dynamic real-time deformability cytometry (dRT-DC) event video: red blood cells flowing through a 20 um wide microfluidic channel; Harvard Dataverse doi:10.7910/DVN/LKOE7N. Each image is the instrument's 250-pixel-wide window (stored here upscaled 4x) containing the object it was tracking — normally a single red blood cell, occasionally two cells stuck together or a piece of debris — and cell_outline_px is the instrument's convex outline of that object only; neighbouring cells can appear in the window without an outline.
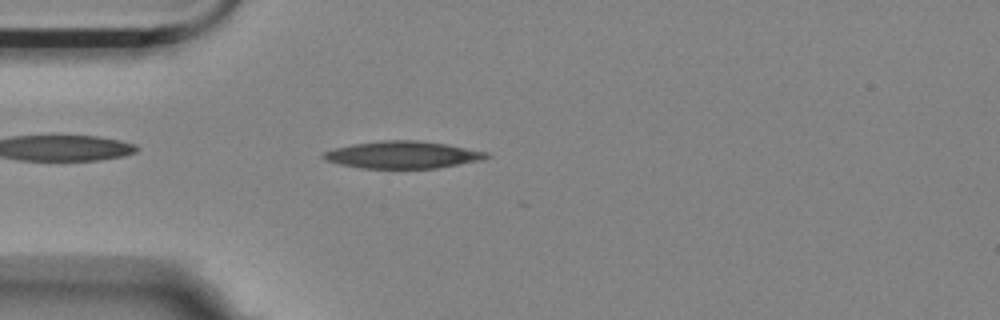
{"species": "Egyptian fruit bat (a non-hibernating species)", "species_latin": "Rousettus aegyptiacus", "temperature_condition": "room temperature", "stored_images_in_passage": 21, "camera_frame_rate_fps": 3000, "um_per_image_px": 0.085, "animal": {"sex": "female"}, "frame": {"image": 1, "passage_image": 12, "time_ms": 3.667, "image_size_px": [1000, 320], "cell_outline_px": [[492, 156], [480, 160], [436, 168], [360, 168], [340, 164], [324, 160], [320, 156], [324, 152], [336, 148], [352, 144], [380, 140], [416, 140], [448, 144], [488, 152]], "centroid_in_image_um": [34.22, 13.15], "position_along_channel_um": 50.8, "area_um2": 25.84}}
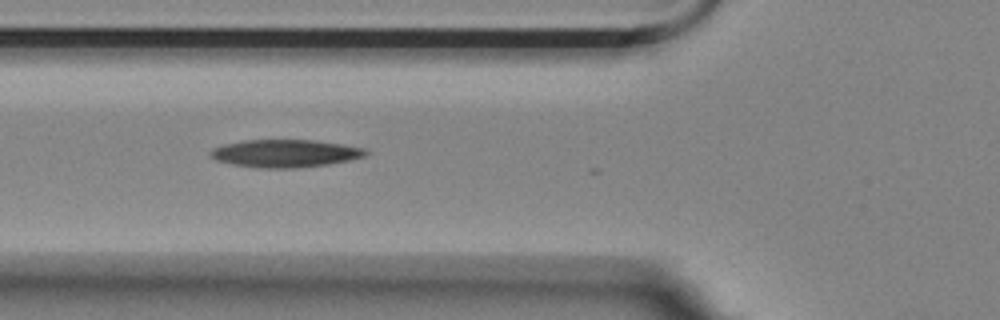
{"frame": {"image": 2, "passage_image": 17, "time_ms": 5.333, "image_size_px": [1000, 320], "cell_outline_px": [[368, 152], [364, 156], [348, 160], [328, 164], [296, 168], [260, 168], [232, 164], [216, 160], [208, 156], [208, 152], [212, 148], [224, 144], [244, 140], [312, 140], [340, 144], [364, 148]], "centroid_in_image_um": [24.16, 13.04], "position_along_channel_um": 101.6, "area_um2": 24.97}}
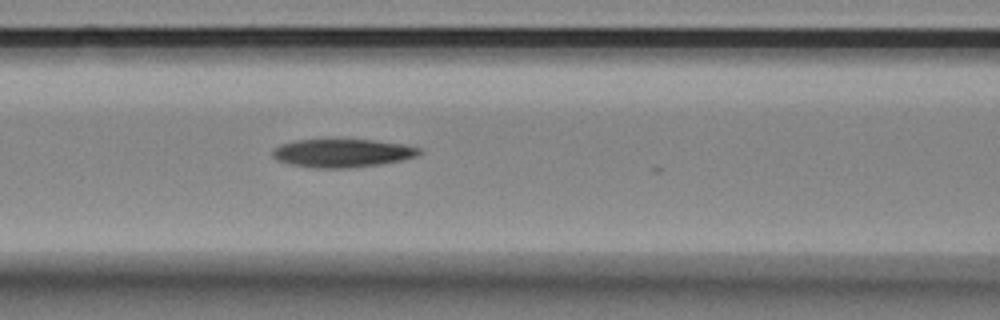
{"frame": {"image": 3, "passage_image": 20, "time_ms": 6.333, "image_size_px": [1000, 320], "cell_outline_px": [[424, 152], [416, 156], [404, 160], [380, 164], [352, 168], [312, 168], [288, 164], [276, 160], [272, 156], [272, 148], [280, 144], [296, 140], [372, 140], [404, 144], [420, 148]], "centroid_in_image_um": [29.08, 13.02], "position_along_channel_um": 137.5, "area_um2": 24.45}}